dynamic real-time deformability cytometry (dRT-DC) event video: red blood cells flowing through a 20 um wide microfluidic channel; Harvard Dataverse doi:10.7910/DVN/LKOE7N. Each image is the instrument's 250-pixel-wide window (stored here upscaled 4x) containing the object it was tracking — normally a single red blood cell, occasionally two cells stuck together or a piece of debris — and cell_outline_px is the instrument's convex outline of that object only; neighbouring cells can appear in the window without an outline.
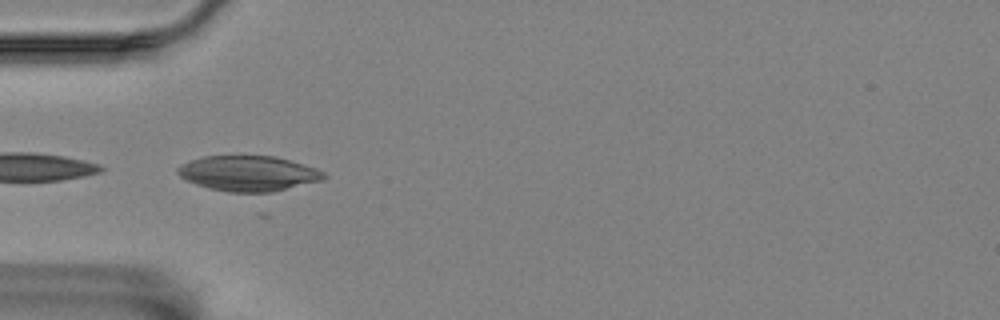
{"species": "Egyptian fruit bat (a non-hibernating species)", "species_latin": "Rousettus aegyptiacus", "temperature_condition": "room temperature", "stored_images_in_passage": 6, "camera_frame_rate_fps": 3000, "um_per_image_px": 0.085, "animal": {"sex": "female"}, "frame": {"image": 1, "passage_image": 5, "time_ms": 5.333, "image_size_px": [1000, 320], "cell_outline_px": [[328, 176], [324, 180], [264, 196], [260, 196], [228, 192], [208, 188], [184, 180], [176, 172], [176, 168], [180, 164], [204, 156], [276, 156], [316, 168], [324, 172]], "centroid_in_image_um": [21.16, 14.8], "position_along_channel_um": 63.8, "area_um2": 31.33}}